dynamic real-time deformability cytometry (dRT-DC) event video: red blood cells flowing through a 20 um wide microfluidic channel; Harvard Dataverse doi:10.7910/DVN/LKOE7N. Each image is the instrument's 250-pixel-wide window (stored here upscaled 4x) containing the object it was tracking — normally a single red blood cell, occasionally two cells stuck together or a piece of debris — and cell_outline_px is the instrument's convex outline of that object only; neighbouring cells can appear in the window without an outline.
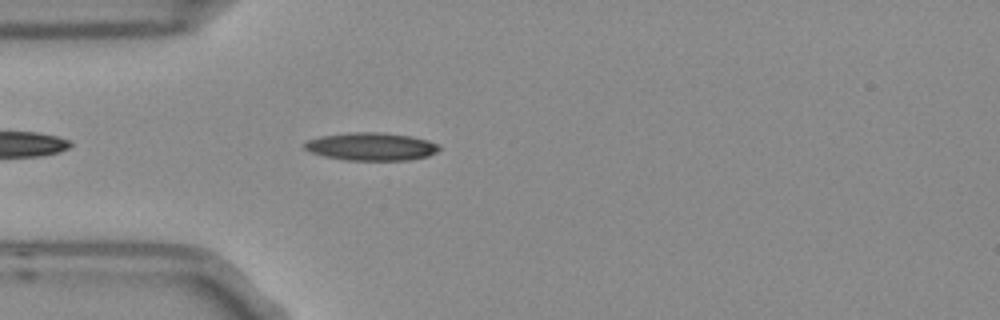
{"species": "Egyptian fruit bat (a non-hibernating species)", "species_latin": "Rousettus aegyptiacus", "temperature_condition": "room temperature", "stored_images_in_passage": 2, "camera_frame_rate_fps": 3000, "um_per_image_px": 0.085, "frame": {"image": 1, "passage_image": 2, "time_ms": 0.333, "image_size_px": [1000, 320], "cell_outline_px": [[440, 148], [436, 152], [428, 156], [408, 160], [344, 160], [324, 156], [312, 152], [304, 148], [304, 144], [308, 140], [320, 136], [348, 132], [384, 132], [412, 136], [428, 140], [440, 144]], "centroid_in_image_um": [31.58, 12.45], "position_along_channel_um": 53.4, "area_um2": 22.02}}